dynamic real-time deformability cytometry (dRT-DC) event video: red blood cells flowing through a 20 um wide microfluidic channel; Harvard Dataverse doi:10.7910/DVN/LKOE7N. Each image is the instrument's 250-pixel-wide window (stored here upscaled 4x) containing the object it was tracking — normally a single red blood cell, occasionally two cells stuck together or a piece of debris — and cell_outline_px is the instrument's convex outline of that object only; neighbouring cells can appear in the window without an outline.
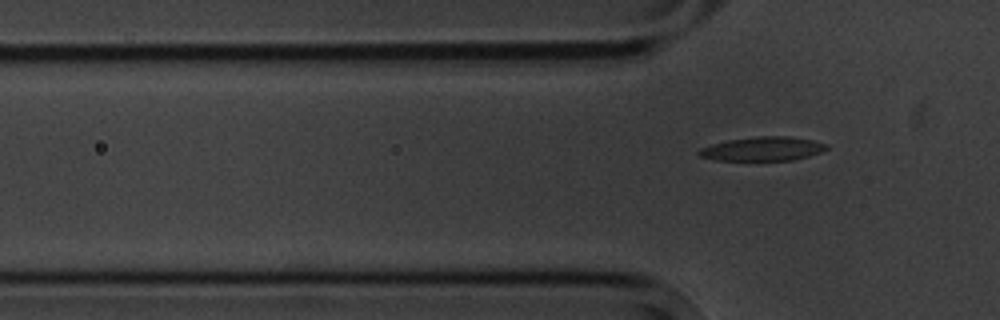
{"species": "common noctule bat (a hibernating species)", "species_latin": "Nyctalus noctula", "temperature_condition": "cold", "stored_images_in_passage": 7, "segment_of_instrument_passage": [2, 2], "camera_frame_rate_fps": 3000, "um_per_image_px": 0.085, "animal": {"sex": "male", "body_mass_g": 20.1, "forearm_length_mm": 53.5}, "frame": {"image": 1, "passage_image": 7, "time_ms": 7.0, "image_size_px": [1000, 320], "cell_outline_px": [[828, 148], [820, 152], [808, 156], [792, 160], [716, 160], [700, 156], [696, 152], [700, 148], [712, 144], [728, 140], [756, 136], [788, 136], [812, 140], [828, 144]], "centroid_in_image_um": [64.82, 12.64], "position_along_channel_um": 61.0, "area_um2": 17.74}}